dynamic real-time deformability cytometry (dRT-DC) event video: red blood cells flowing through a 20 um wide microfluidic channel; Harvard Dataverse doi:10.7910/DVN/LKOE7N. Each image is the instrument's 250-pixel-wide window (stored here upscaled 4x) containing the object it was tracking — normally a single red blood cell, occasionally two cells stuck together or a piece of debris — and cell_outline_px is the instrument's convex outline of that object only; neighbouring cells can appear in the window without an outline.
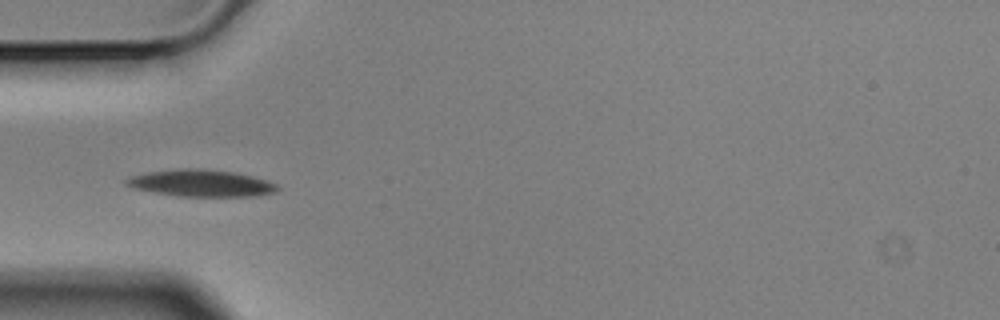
{"species": "Egyptian fruit bat (a non-hibernating species)", "species_latin": "Rousettus aegyptiacus", "temperature_condition": "cold", "stored_images_in_passage": 7, "camera_frame_rate_fps": 3000, "um_per_image_px": 0.085, "animal": {"sex": "male"}, "frame": {"image": 1, "passage_image": 4, "time_ms": 1.0, "image_size_px": [1000, 320], "cell_outline_px": [[280, 188], [276, 192], [256, 196], [180, 196], [132, 188], [124, 184], [124, 180], [132, 176], [148, 172], [180, 168], [200, 168], [236, 172], [252, 176], [276, 184]], "centroid_in_image_um": [17.09, 15.56], "position_along_channel_um": 67.9, "area_um2": 23.58}}
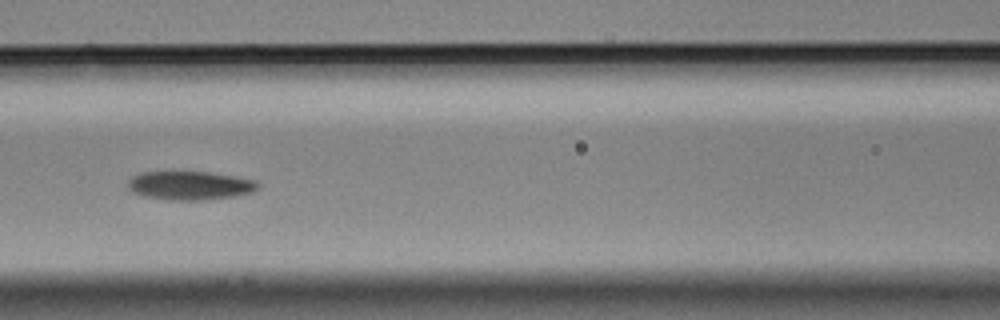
{"frame": {"image": 2, "passage_image": 6, "time_ms": 1.667, "image_size_px": [1000, 320], "cell_outline_px": [[260, 188], [252, 192], [236, 196], [200, 200], [172, 200], [144, 196], [132, 192], [128, 188], [128, 180], [132, 176], [140, 172], [208, 172], [236, 176], [256, 180], [260, 184]], "centroid_in_image_um": [16.17, 15.76], "position_along_channel_um": 150.4, "area_um2": 21.85}}
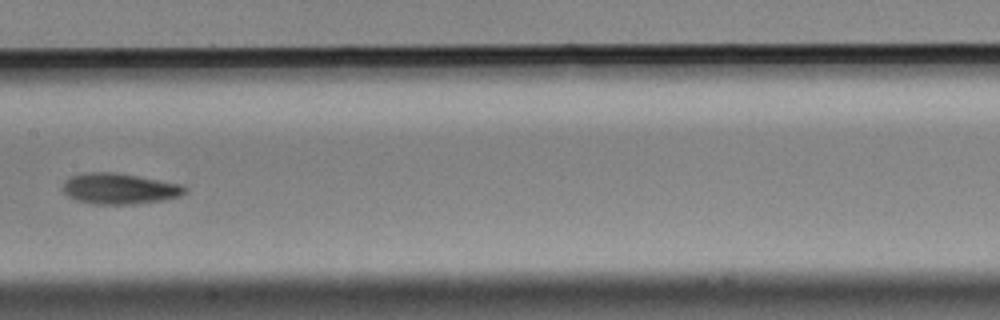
{"frame": {"image": 3, "passage_image": 7, "time_ms": 2.0, "image_size_px": [1000, 320], "cell_outline_px": [[188, 192], [180, 196], [164, 200], [136, 204], [92, 204], [76, 200], [68, 196], [60, 188], [64, 180], [68, 176], [84, 172], [112, 172], [136, 176], [180, 184], [188, 188]], "centroid_in_image_um": [10.1, 16.04], "position_along_channel_um": 197.3, "area_um2": 22.2}}